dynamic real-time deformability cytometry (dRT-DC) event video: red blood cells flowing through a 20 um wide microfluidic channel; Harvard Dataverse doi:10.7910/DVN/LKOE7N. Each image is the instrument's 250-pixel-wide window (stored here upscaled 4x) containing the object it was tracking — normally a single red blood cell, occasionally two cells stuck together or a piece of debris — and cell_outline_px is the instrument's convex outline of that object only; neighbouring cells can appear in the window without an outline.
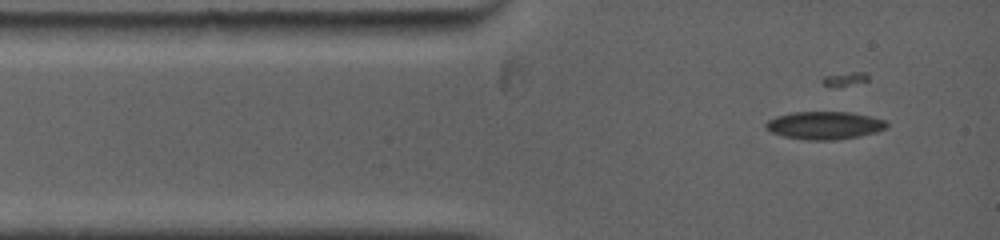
{"species": "common noctule bat (a hibernating species)", "species_latin": "Nyctalus noctula", "temperature_condition": "warm", "stored_images_in_passage": 32, "camera_frame_rate_fps": 5000, "um_per_image_px": 0.085, "animal": {"sex": "female", "body_mass_g": 19.0, "forearm_length_mm": 53.3}, "frame": {"image": 1, "passage_image": 5, "time_ms": 0.8, "image_size_px": [1000, 240], "cell_outline_px": [[888, 128], [876, 132], [860, 136], [832, 140], [808, 140], [784, 136], [772, 132], [764, 124], [768, 120], [776, 116], [792, 112], [852, 112], [888, 120]], "centroid_in_image_um": [70.14, 10.65], "position_along_channel_um": 14.9, "area_um2": 19.65}}
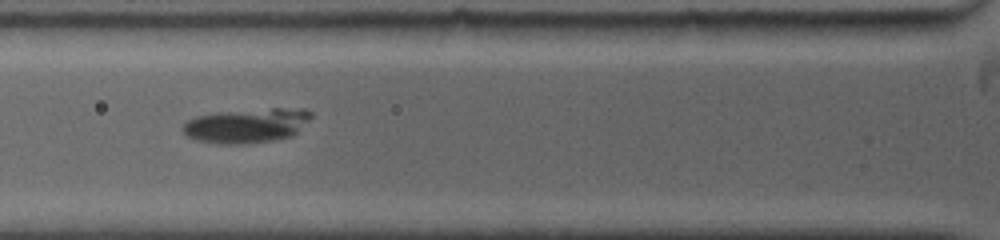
{"frame": {"image": 2, "passage_image": 20, "time_ms": 3.8, "image_size_px": [1000, 240], "cell_outline_px": [[312, 116], [292, 136], [272, 140], [240, 144], [216, 144], [196, 140], [188, 136], [180, 128], [188, 120], [196, 116], [216, 112], [272, 108], [308, 108], [312, 112]], "centroid_in_image_um": [20.96, 10.66], "position_along_channel_um": 104.8, "area_um2": 25.84}}
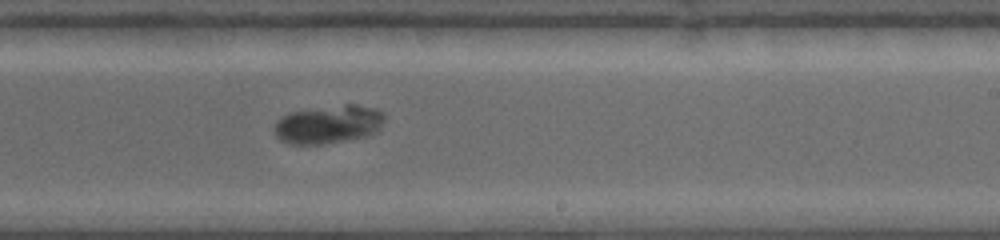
{"frame": {"image": 3, "passage_image": 32, "time_ms": 7.8, "image_size_px": [1000, 240], "cell_outline_px": [[384, 120], [380, 128], [376, 132], [368, 136], [324, 144], [292, 144], [280, 140], [276, 136], [276, 120], [292, 112], [344, 104], [356, 104], [376, 108], [384, 112]], "centroid_in_image_um": [27.98, 10.57], "position_along_channel_um": 261.0, "area_um2": 24.51}}